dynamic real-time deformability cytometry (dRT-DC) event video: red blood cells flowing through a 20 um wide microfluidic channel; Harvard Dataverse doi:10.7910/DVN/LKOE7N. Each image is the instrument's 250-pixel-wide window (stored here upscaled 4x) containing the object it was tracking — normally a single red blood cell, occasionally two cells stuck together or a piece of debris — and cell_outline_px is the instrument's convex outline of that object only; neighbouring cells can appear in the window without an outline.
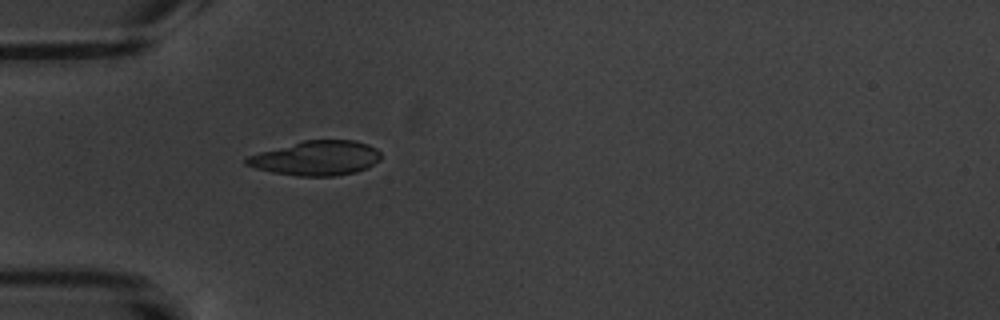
{"species": "common noctule bat (a hibernating species)", "species_latin": "Nyctalus noctula", "temperature_condition": "warm", "stored_images_in_passage": 2, "camera_frame_rate_fps": 3000, "um_per_image_px": 0.085, "animal": {"sex": "male", "body_mass_g": 20.1, "forearm_length_mm": 53.5}, "frame": {"image": 1, "passage_image": 2, "time_ms": 1.0, "image_size_px": [1000, 320], "cell_outline_px": [[380, 160], [368, 168], [356, 172], [336, 176], [296, 176], [272, 172], [256, 168], [244, 164], [244, 160], [248, 156], [260, 152], [304, 140], [356, 140], [368, 144], [376, 148], [380, 152]], "centroid_in_image_um": [26.91, 13.44], "position_along_channel_um": 58.1, "area_um2": 27.17}}